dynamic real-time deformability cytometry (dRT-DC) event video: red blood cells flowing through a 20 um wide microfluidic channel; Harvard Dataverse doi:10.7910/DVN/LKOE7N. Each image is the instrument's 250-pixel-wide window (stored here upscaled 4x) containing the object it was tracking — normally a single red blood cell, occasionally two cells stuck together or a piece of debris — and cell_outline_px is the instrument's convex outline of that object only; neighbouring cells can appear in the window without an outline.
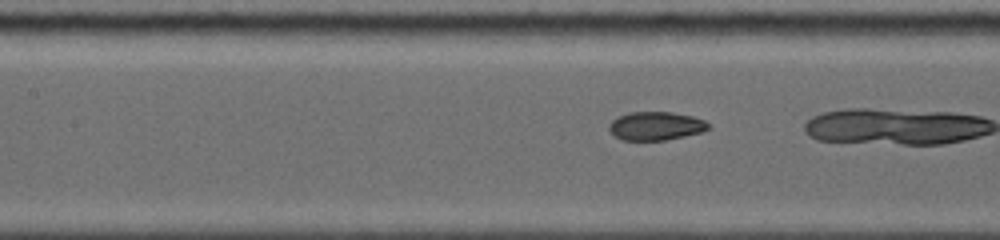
{"species": "common noctule bat (a hibernating species)", "species_latin": "Nyctalus noctula", "temperature_condition": "warm", "stored_images_in_passage": 28, "camera_frame_rate_fps": 5000, "um_per_image_px": 0.085, "animal": {"sex": "female", "body_mass_g": 19.0, "forearm_length_mm": 53.3}, "frame": {"image": 1, "passage_image": 12, "time_ms": 2.6, "image_size_px": [1000, 240], "cell_outline_px": [[712, 128], [700, 132], [684, 136], [664, 140], [620, 140], [608, 128], [608, 124], [612, 120], [628, 112], [672, 112], [692, 116], [704, 120]], "centroid_in_image_um": [55.74, 10.7], "position_along_channel_um": 151.7, "area_um2": 16.42}}
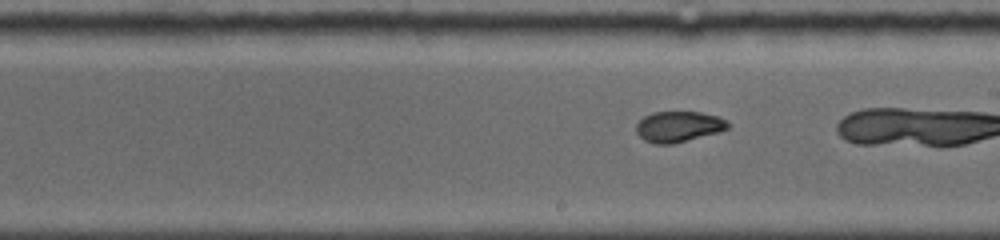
{"frame": {"image": 2, "passage_image": 23, "time_ms": 4.6, "image_size_px": [1000, 240], "cell_outline_px": [[728, 128], [720, 132], [672, 144], [652, 144], [644, 140], [636, 132], [636, 124], [644, 116], [652, 112], [700, 112], [716, 116], [728, 120]], "centroid_in_image_um": [57.66, 10.77], "position_along_channel_um": 231.3, "area_um2": 16.47}}